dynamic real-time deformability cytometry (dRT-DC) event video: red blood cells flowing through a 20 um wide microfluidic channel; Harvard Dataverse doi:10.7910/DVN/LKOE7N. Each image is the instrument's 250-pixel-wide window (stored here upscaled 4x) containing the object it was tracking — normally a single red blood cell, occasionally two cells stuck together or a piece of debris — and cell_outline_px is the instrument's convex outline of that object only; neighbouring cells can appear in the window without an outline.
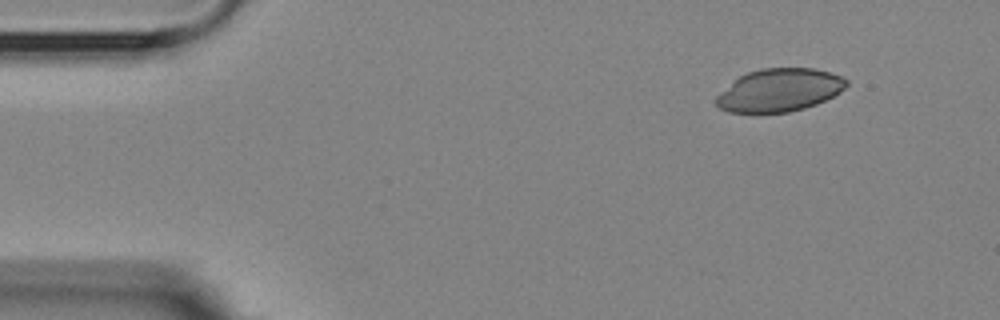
{"species": "Egyptian fruit bat (a non-hibernating species)", "species_latin": "Rousettus aegyptiacus", "temperature_condition": "room temperature", "stored_images_in_passage": 4, "camera_frame_rate_fps": 3000, "um_per_image_px": 0.085, "animal": {"sex": "female"}, "frame": {"image": 1, "passage_image": 1, "time_ms": 0.0, "image_size_px": [1000, 320], "cell_outline_px": [[848, 84], [840, 92], [816, 104], [804, 108], [788, 112], [728, 112], [720, 108], [716, 104], [716, 96], [740, 76], [748, 72], [760, 68], [816, 68], [840, 76], [848, 80]], "centroid_in_image_um": [66.26, 7.65], "position_along_channel_um": 18.7, "area_um2": 32.19}}